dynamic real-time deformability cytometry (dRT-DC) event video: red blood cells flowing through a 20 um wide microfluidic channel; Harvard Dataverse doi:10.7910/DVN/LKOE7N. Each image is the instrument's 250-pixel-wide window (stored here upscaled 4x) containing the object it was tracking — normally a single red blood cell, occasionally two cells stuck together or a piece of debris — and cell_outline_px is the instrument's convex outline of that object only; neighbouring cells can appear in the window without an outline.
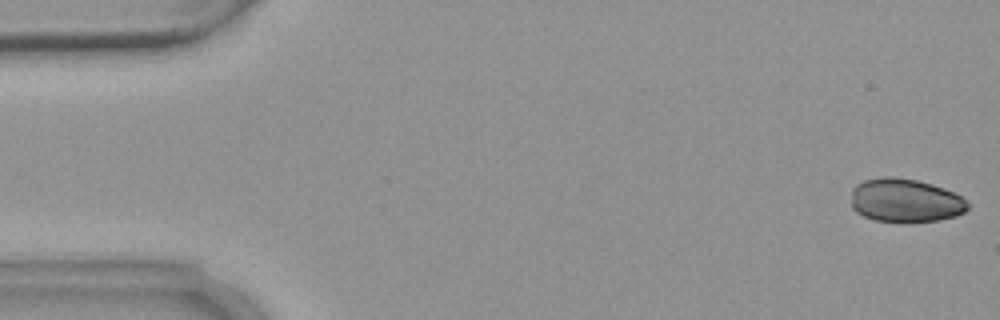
{"species": "common noctule bat (a hibernating species)", "species_latin": "Nyctalus noctula", "temperature_condition": "warm", "stored_images_in_passage": 7, "camera_frame_rate_fps": 3000, "um_per_image_px": 0.085, "animal": {"sex": "female", "body_mass_g": 18.4}, "frame": {"image": 1, "passage_image": 1, "time_ms": 0.0, "image_size_px": [1000, 320], "cell_outline_px": [[968, 208], [964, 212], [956, 216], [940, 220], [908, 224], [900, 224], [876, 220], [864, 216], [856, 212], [852, 208], [852, 188], [856, 184], [864, 180], [884, 176], [892, 176], [916, 180], [932, 184], [952, 192], [960, 196], [968, 204]], "centroid_in_image_um": [76.92, 17.07], "position_along_channel_um": 8.1, "area_um2": 30.11}}
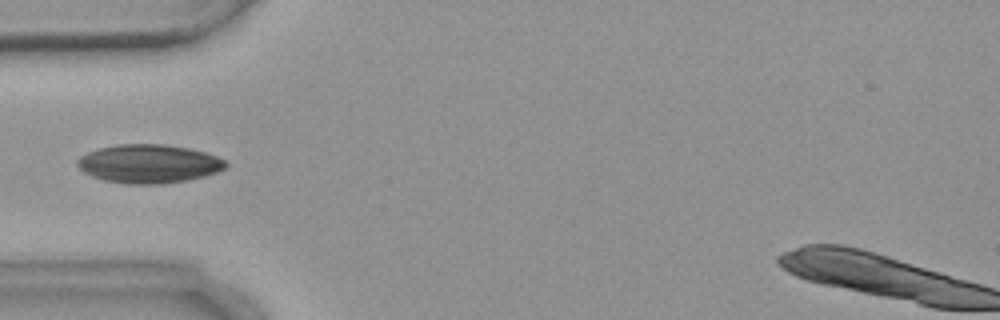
{"frame": {"image": 2, "passage_image": 5, "time_ms": 5.333, "image_size_px": [1000, 320], "cell_outline_px": [[228, 164], [224, 168], [216, 172], [204, 176], [188, 180], [160, 184], [124, 184], [104, 180], [92, 176], [84, 172], [76, 164], [76, 160], [80, 156], [88, 152], [100, 148], [116, 144], [164, 144], [188, 148], [204, 152], [216, 156], [224, 160]], "centroid_in_image_um": [12.62, 13.92], "position_along_channel_um": 72.4, "area_um2": 33.35}}
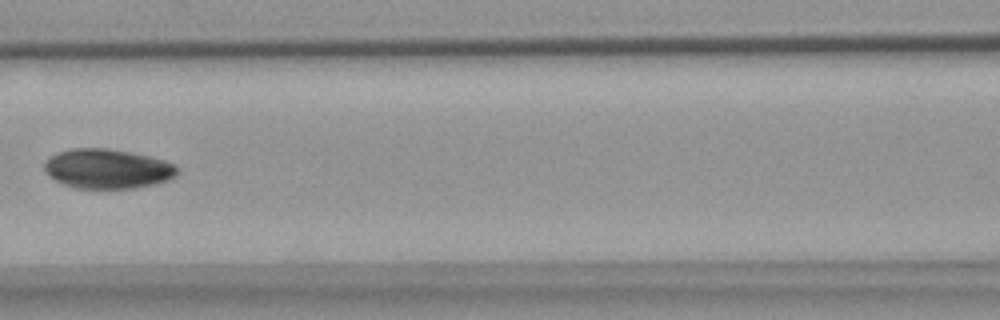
{"frame": {"image": 3, "passage_image": 7, "time_ms": 7.667, "image_size_px": [1000, 320], "cell_outline_px": [[180, 172], [176, 176], [168, 180], [156, 184], [132, 188], [72, 188], [48, 176], [44, 172], [44, 160], [60, 152], [72, 148], [108, 148], [148, 156], [164, 160], [176, 164], [180, 168]], "centroid_in_image_um": [9.15, 14.35], "position_along_channel_um": 157.4, "area_um2": 30.87}}